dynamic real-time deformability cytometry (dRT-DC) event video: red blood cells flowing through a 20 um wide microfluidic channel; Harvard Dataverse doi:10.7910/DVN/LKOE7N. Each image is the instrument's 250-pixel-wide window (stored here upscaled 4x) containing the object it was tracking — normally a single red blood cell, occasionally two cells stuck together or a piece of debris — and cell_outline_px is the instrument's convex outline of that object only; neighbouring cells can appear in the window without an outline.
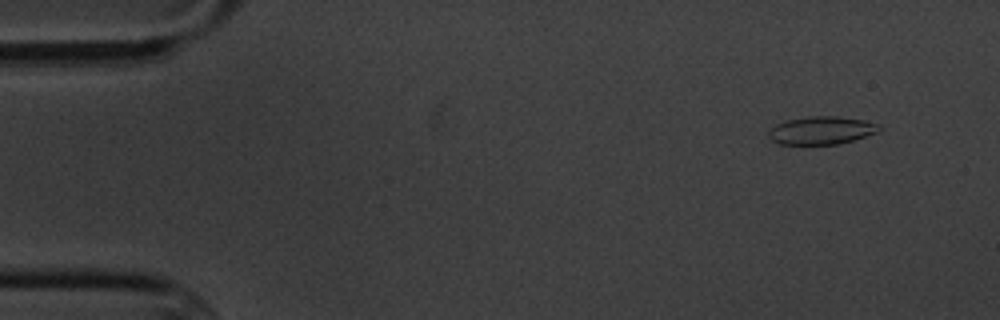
{"species": "common noctule bat (a hibernating species)", "species_latin": "Nyctalus noctula", "temperature_condition": "cold", "stored_images_in_passage": 9, "camera_frame_rate_fps": 3000, "um_per_image_px": 0.085, "animal": {"sex": "male", "body_mass_g": 20.1, "forearm_length_mm": 53.5}, "frame": {"image": 1, "passage_image": 2, "time_ms": 1.333, "image_size_px": [1000, 320], "cell_outline_px": [[880, 132], [852, 140], [836, 144], [780, 144], [772, 140], [768, 136], [768, 132], [776, 124], [784, 120], [808, 116], [836, 116], [864, 120], [880, 124]], "centroid_in_image_um": [69.83, 11.07], "position_along_channel_um": 15.2, "area_um2": 18.03}}
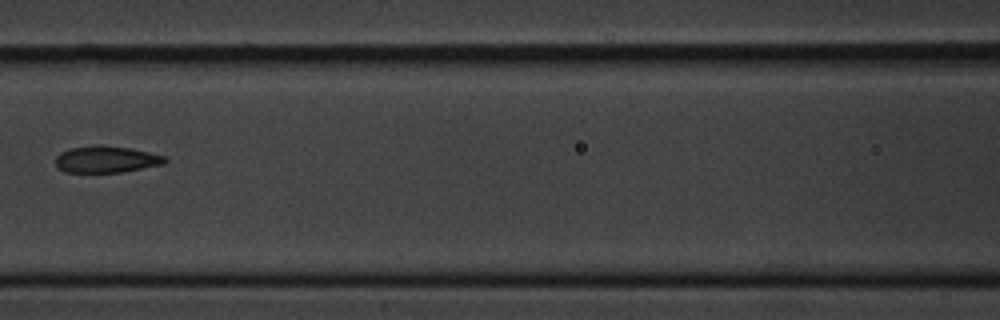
{"frame": {"image": 2, "passage_image": 8, "time_ms": 8.333, "image_size_px": [1000, 320], "cell_outline_px": [[168, 160], [164, 164], [120, 172], [64, 172], [56, 168], [56, 156], [60, 152], [68, 148], [96, 144], [100, 144], [128, 148], [168, 156]], "centroid_in_image_um": [9.01, 13.53], "position_along_channel_um": 157.6, "area_um2": 17.22}}
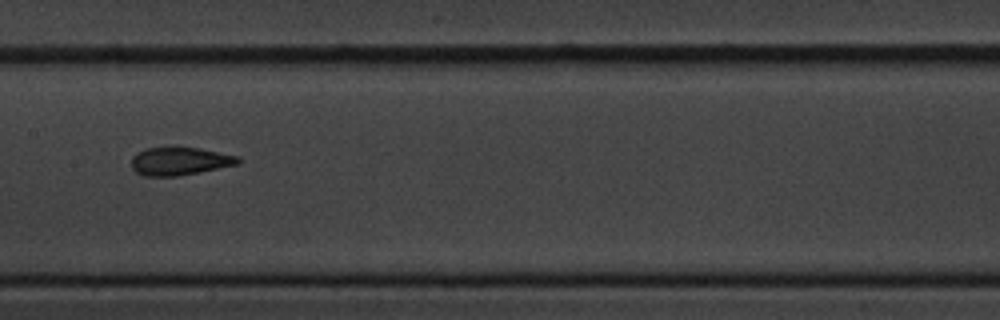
{"frame": {"image": 3, "passage_image": 9, "time_ms": 9.333, "image_size_px": [1000, 320], "cell_outline_px": [[240, 164], [176, 176], [144, 176], [136, 172], [132, 168], [132, 156], [136, 152], [144, 148], [172, 144], [176, 144], [200, 148], [240, 156]], "centroid_in_image_um": [15.25, 13.64], "position_along_channel_um": 192.2, "area_um2": 18.21}}